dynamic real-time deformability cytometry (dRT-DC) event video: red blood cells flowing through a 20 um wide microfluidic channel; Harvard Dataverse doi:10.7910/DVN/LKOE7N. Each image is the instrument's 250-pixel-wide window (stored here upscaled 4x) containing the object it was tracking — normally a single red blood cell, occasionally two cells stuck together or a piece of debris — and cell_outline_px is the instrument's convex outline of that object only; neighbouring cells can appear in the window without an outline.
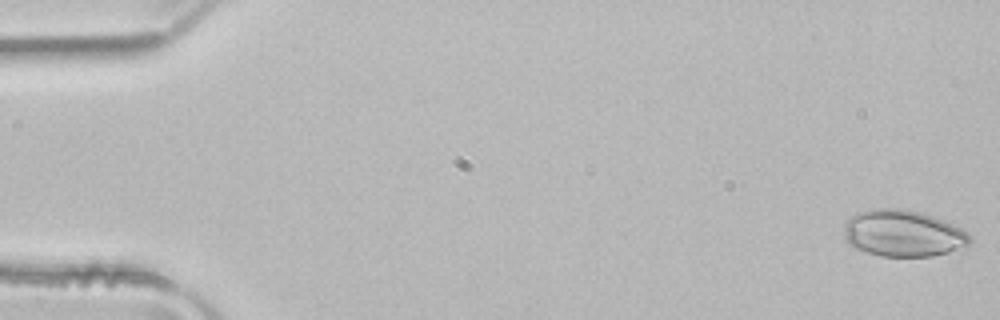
{"species": "common noctule bat (a hibernating species)", "species_latin": "Nyctalus noctula", "temperature_condition": "room temperature", "stored_images_in_passage": 51, "camera_frame_rate_fps": 3000, "um_per_image_px": 0.085, "animal": {"sex": "male", "body_mass_g": 21.5, "forearm_length_mm": 52.0}, "frame": {"image": 1, "passage_image": 1, "time_ms": 0.0, "image_size_px": [1000, 320], "cell_outline_px": [[972, 240], [968, 244], [948, 252], [932, 256], [880, 256], [856, 248], [848, 244], [844, 236], [844, 220], [856, 212], [876, 208], [900, 208], [920, 212], [944, 220], [968, 232]], "centroid_in_image_um": [76.71, 19.82], "position_along_channel_um": 8.3, "area_um2": 34.28}}
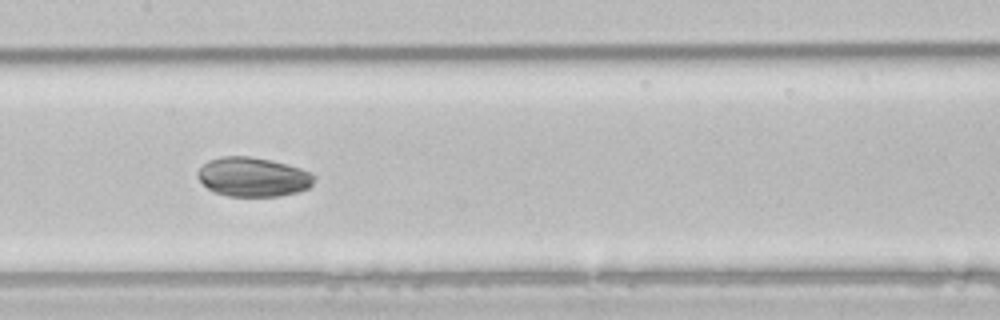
{"frame": {"image": 2, "passage_image": 25, "time_ms": 8.0, "image_size_px": [1000, 320], "cell_outline_px": [[316, 176], [312, 184], [308, 188], [296, 192], [280, 196], [228, 196], [216, 192], [208, 188], [196, 176], [196, 172], [208, 160], [220, 156], [252, 156], [288, 164], [312, 172]], "centroid_in_image_um": [21.52, 15.03], "position_along_channel_um": 185.9, "area_um2": 26.76}}
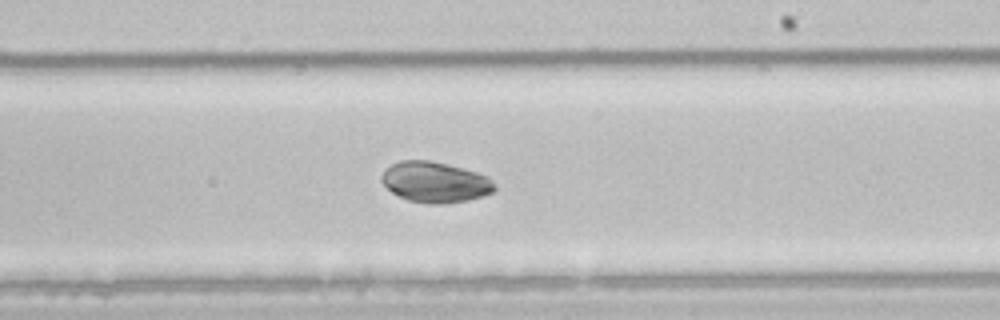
{"frame": {"image": 3, "passage_image": 30, "time_ms": 9.667, "image_size_px": [1000, 320], "cell_outline_px": [[496, 188], [492, 192], [484, 196], [468, 200], [448, 204], [428, 204], [408, 200], [392, 192], [380, 180], [380, 176], [384, 168], [400, 160], [428, 160], [448, 164], [476, 172], [488, 176], [492, 180]], "centroid_in_image_um": [36.97, 15.48], "position_along_channel_um": 252.0, "area_um2": 26.99}}